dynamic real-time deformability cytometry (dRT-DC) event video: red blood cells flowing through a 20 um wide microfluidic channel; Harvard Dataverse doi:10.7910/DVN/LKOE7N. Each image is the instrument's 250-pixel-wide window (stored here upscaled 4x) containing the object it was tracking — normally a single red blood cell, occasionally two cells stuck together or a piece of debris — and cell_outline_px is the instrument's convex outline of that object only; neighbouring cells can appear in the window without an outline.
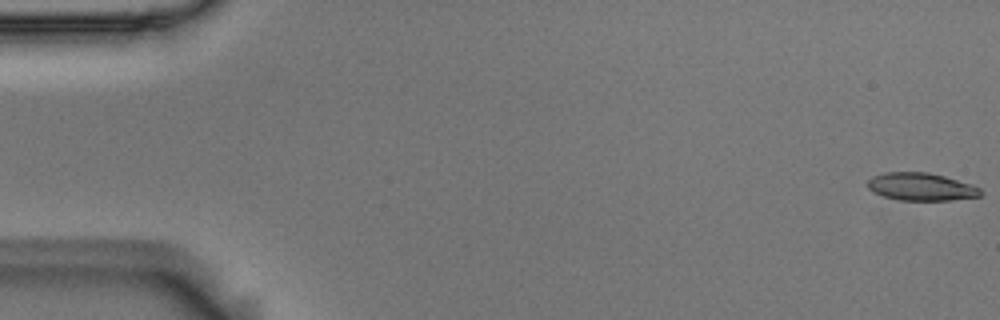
{"species": "Egyptian fruit bat (a non-hibernating species)", "species_latin": "Rousettus aegyptiacus", "temperature_condition": "room temperature", "stored_images_in_passage": 50, "camera_frame_rate_fps": 3000, "um_per_image_px": 0.085, "animal": {"sex": "male"}, "frame": {"image": 1, "passage_image": 1, "time_ms": 0.0, "image_size_px": [1000, 320], "cell_outline_px": [[984, 192], [980, 196], [948, 200], [900, 200], [884, 196], [872, 192], [868, 188], [868, 180], [872, 176], [884, 172], [928, 172], [944, 176], [972, 184], [980, 188]], "centroid_in_image_um": [78.29, 15.87], "position_along_channel_um": 6.7, "area_um2": 18.26}}
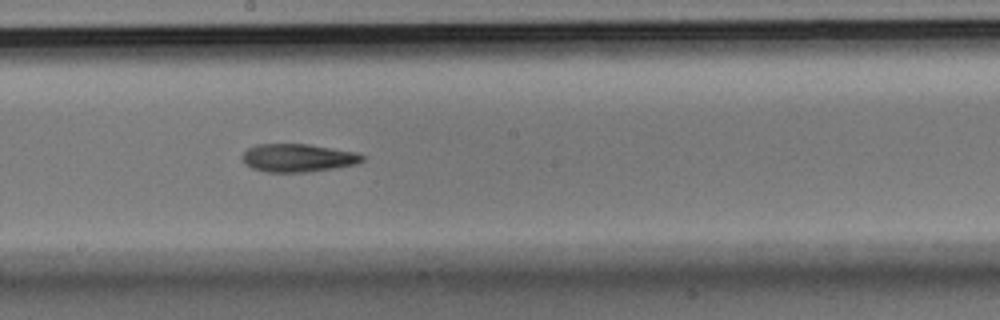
{"frame": {"image": 2, "passage_image": 30, "time_ms": 9.667, "image_size_px": [1000, 320], "cell_outline_px": [[364, 160], [356, 164], [308, 172], [264, 172], [252, 168], [244, 164], [244, 152], [248, 148], [256, 144], [308, 144], [356, 152], [364, 156]], "centroid_in_image_um": [25.31, 13.42], "position_along_channel_um": 222.9, "area_um2": 19.54}}
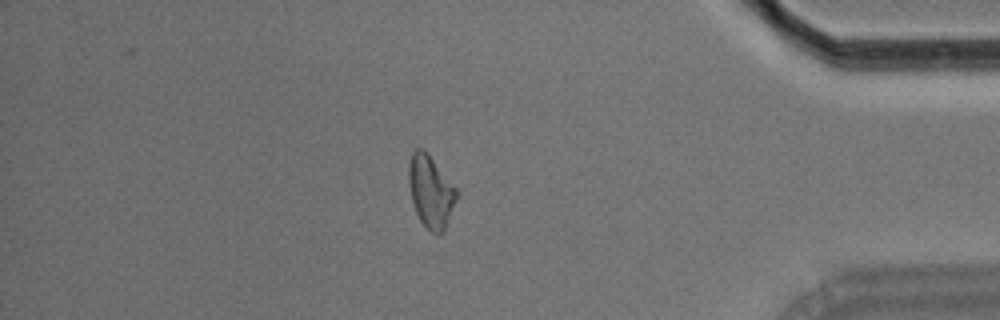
{"frame": {"image": 3, "passage_image": 47, "time_ms": 15.333, "image_size_px": [1000, 320], "cell_outline_px": [[456, 200], [444, 232], [436, 236], [420, 220], [416, 212], [412, 200], [408, 180], [408, 164], [412, 152], [416, 148], [424, 148], [428, 152], [456, 188]], "centroid_in_image_um": [36.6, 16.25], "position_along_channel_um": 398.6, "area_um2": 20.11}, "authors_computed_cell_mechanics": {"area_um2": 19.5942, "velocity_mm_per_s": 3.7092, "shape_relaxation_time_tau1_ms": 6.3144, "shape_relaxation_time_tau2_ms": 9.466, "deformation_change_tau1": 0.1762, "deformation_change_tau2": 0.2163}}